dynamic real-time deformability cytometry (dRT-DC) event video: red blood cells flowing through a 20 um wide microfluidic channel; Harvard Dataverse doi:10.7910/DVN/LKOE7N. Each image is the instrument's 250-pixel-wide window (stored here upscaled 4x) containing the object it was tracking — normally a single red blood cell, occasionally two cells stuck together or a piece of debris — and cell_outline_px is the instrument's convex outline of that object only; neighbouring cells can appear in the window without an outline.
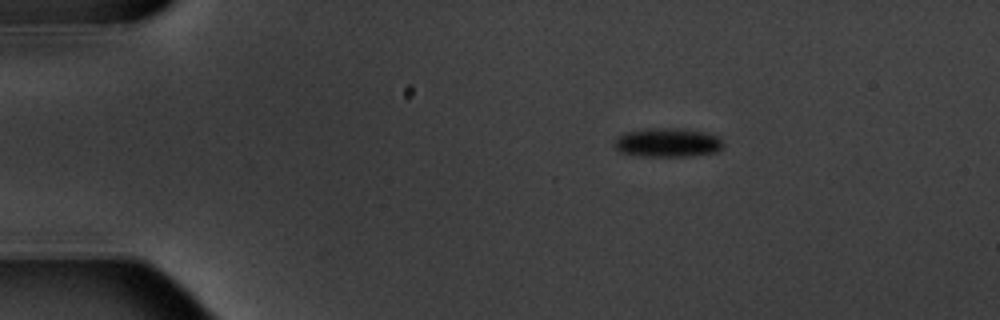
{"species": "common noctule bat (a hibernating species)", "species_latin": "Nyctalus noctula", "temperature_condition": "warm", "stored_images_in_passage": 3, "camera_frame_rate_fps": 3000, "um_per_image_px": 0.085, "animal": {"sex": "male", "body_mass_g": 20.1, "forearm_length_mm": 53.5}, "frame": {"image": 1, "passage_image": 1, "time_ms": 0.0, "image_size_px": [1000, 320], "cell_outline_px": [[724, 148], [716, 152], [692, 156], [640, 156], [620, 152], [612, 144], [624, 132], [708, 132], [716, 136], [724, 144]], "centroid_in_image_um": [56.79, 12.22], "position_along_channel_um": 28.2, "area_um2": 16.88}}